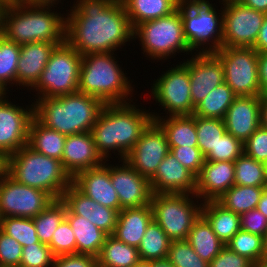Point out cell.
Returning a JSON list of instances; mask_svg holds the SVG:
<instances>
[{
    "label": "cell",
    "mask_w": 267,
    "mask_h": 267,
    "mask_svg": "<svg viewBox=\"0 0 267 267\" xmlns=\"http://www.w3.org/2000/svg\"><path fill=\"white\" fill-rule=\"evenodd\" d=\"M82 55L67 42L52 52L41 77L33 87L41 98L57 97L78 91Z\"/></svg>",
    "instance_id": "ba28073f"
},
{
    "label": "cell",
    "mask_w": 267,
    "mask_h": 267,
    "mask_svg": "<svg viewBox=\"0 0 267 267\" xmlns=\"http://www.w3.org/2000/svg\"><path fill=\"white\" fill-rule=\"evenodd\" d=\"M0 229L7 235L17 240L22 247L41 243L37 236L36 228L31 218L4 217L0 218Z\"/></svg>",
    "instance_id": "b9f144b4"
},
{
    "label": "cell",
    "mask_w": 267,
    "mask_h": 267,
    "mask_svg": "<svg viewBox=\"0 0 267 267\" xmlns=\"http://www.w3.org/2000/svg\"><path fill=\"white\" fill-rule=\"evenodd\" d=\"M66 205L61 199L54 200L45 210L33 217L37 236L41 243L49 244L53 233L65 219Z\"/></svg>",
    "instance_id": "74e56055"
},
{
    "label": "cell",
    "mask_w": 267,
    "mask_h": 267,
    "mask_svg": "<svg viewBox=\"0 0 267 267\" xmlns=\"http://www.w3.org/2000/svg\"><path fill=\"white\" fill-rule=\"evenodd\" d=\"M170 152L187 170L198 176L205 162L198 147H170Z\"/></svg>",
    "instance_id": "c3c4849f"
},
{
    "label": "cell",
    "mask_w": 267,
    "mask_h": 267,
    "mask_svg": "<svg viewBox=\"0 0 267 267\" xmlns=\"http://www.w3.org/2000/svg\"><path fill=\"white\" fill-rule=\"evenodd\" d=\"M149 181L152 194L186 193L195 195L196 176L187 170L171 152L164 157Z\"/></svg>",
    "instance_id": "44dd1931"
},
{
    "label": "cell",
    "mask_w": 267,
    "mask_h": 267,
    "mask_svg": "<svg viewBox=\"0 0 267 267\" xmlns=\"http://www.w3.org/2000/svg\"><path fill=\"white\" fill-rule=\"evenodd\" d=\"M48 246L51 248L52 254L55 257L77 253L76 238L66 219L57 227Z\"/></svg>",
    "instance_id": "f6af8a7d"
},
{
    "label": "cell",
    "mask_w": 267,
    "mask_h": 267,
    "mask_svg": "<svg viewBox=\"0 0 267 267\" xmlns=\"http://www.w3.org/2000/svg\"><path fill=\"white\" fill-rule=\"evenodd\" d=\"M177 9L181 13L184 38L191 52L210 40L213 45L199 53H214L222 47L223 17L218 18L209 1L182 0Z\"/></svg>",
    "instance_id": "52a82bcc"
},
{
    "label": "cell",
    "mask_w": 267,
    "mask_h": 267,
    "mask_svg": "<svg viewBox=\"0 0 267 267\" xmlns=\"http://www.w3.org/2000/svg\"><path fill=\"white\" fill-rule=\"evenodd\" d=\"M258 73L261 93L267 95V52L259 53Z\"/></svg>",
    "instance_id": "db71d44e"
},
{
    "label": "cell",
    "mask_w": 267,
    "mask_h": 267,
    "mask_svg": "<svg viewBox=\"0 0 267 267\" xmlns=\"http://www.w3.org/2000/svg\"><path fill=\"white\" fill-rule=\"evenodd\" d=\"M55 199L47 192L14 180L0 168V218H33Z\"/></svg>",
    "instance_id": "7c38bea8"
},
{
    "label": "cell",
    "mask_w": 267,
    "mask_h": 267,
    "mask_svg": "<svg viewBox=\"0 0 267 267\" xmlns=\"http://www.w3.org/2000/svg\"><path fill=\"white\" fill-rule=\"evenodd\" d=\"M6 93H4L1 89H0V97L5 95Z\"/></svg>",
    "instance_id": "003e7915"
},
{
    "label": "cell",
    "mask_w": 267,
    "mask_h": 267,
    "mask_svg": "<svg viewBox=\"0 0 267 267\" xmlns=\"http://www.w3.org/2000/svg\"><path fill=\"white\" fill-rule=\"evenodd\" d=\"M58 46L51 42H34L20 45L16 83L34 87L39 81L49 58Z\"/></svg>",
    "instance_id": "d4e9b609"
},
{
    "label": "cell",
    "mask_w": 267,
    "mask_h": 267,
    "mask_svg": "<svg viewBox=\"0 0 267 267\" xmlns=\"http://www.w3.org/2000/svg\"><path fill=\"white\" fill-rule=\"evenodd\" d=\"M133 267H152V261H144L140 260L135 266Z\"/></svg>",
    "instance_id": "be15d7a7"
},
{
    "label": "cell",
    "mask_w": 267,
    "mask_h": 267,
    "mask_svg": "<svg viewBox=\"0 0 267 267\" xmlns=\"http://www.w3.org/2000/svg\"><path fill=\"white\" fill-rule=\"evenodd\" d=\"M140 111L129 103L103 106L90 130L97 152L103 160L111 149H117L122 160L126 158L142 131L153 120L152 114Z\"/></svg>",
    "instance_id": "7a4b0ae2"
},
{
    "label": "cell",
    "mask_w": 267,
    "mask_h": 267,
    "mask_svg": "<svg viewBox=\"0 0 267 267\" xmlns=\"http://www.w3.org/2000/svg\"><path fill=\"white\" fill-rule=\"evenodd\" d=\"M7 4L5 0H0V35L2 33L3 13Z\"/></svg>",
    "instance_id": "6125c7cd"
},
{
    "label": "cell",
    "mask_w": 267,
    "mask_h": 267,
    "mask_svg": "<svg viewBox=\"0 0 267 267\" xmlns=\"http://www.w3.org/2000/svg\"><path fill=\"white\" fill-rule=\"evenodd\" d=\"M243 153V143L226 131L215 145L214 150L205 156V161L234 162Z\"/></svg>",
    "instance_id": "ee69618b"
},
{
    "label": "cell",
    "mask_w": 267,
    "mask_h": 267,
    "mask_svg": "<svg viewBox=\"0 0 267 267\" xmlns=\"http://www.w3.org/2000/svg\"><path fill=\"white\" fill-rule=\"evenodd\" d=\"M151 116L165 133L169 147H198L195 115L170 116L167 120Z\"/></svg>",
    "instance_id": "83f0119b"
},
{
    "label": "cell",
    "mask_w": 267,
    "mask_h": 267,
    "mask_svg": "<svg viewBox=\"0 0 267 267\" xmlns=\"http://www.w3.org/2000/svg\"><path fill=\"white\" fill-rule=\"evenodd\" d=\"M34 117L45 127L68 135L89 132L105 105L97 97L75 92L57 97H38Z\"/></svg>",
    "instance_id": "277c9868"
},
{
    "label": "cell",
    "mask_w": 267,
    "mask_h": 267,
    "mask_svg": "<svg viewBox=\"0 0 267 267\" xmlns=\"http://www.w3.org/2000/svg\"><path fill=\"white\" fill-rule=\"evenodd\" d=\"M20 45L0 35V89L5 93L7 83L16 81Z\"/></svg>",
    "instance_id": "60d3db41"
},
{
    "label": "cell",
    "mask_w": 267,
    "mask_h": 267,
    "mask_svg": "<svg viewBox=\"0 0 267 267\" xmlns=\"http://www.w3.org/2000/svg\"><path fill=\"white\" fill-rule=\"evenodd\" d=\"M22 245L0 229V267L20 266Z\"/></svg>",
    "instance_id": "7dc6e473"
},
{
    "label": "cell",
    "mask_w": 267,
    "mask_h": 267,
    "mask_svg": "<svg viewBox=\"0 0 267 267\" xmlns=\"http://www.w3.org/2000/svg\"><path fill=\"white\" fill-rule=\"evenodd\" d=\"M226 246L253 263L267 261V241L259 235L240 229Z\"/></svg>",
    "instance_id": "8d00e7d4"
},
{
    "label": "cell",
    "mask_w": 267,
    "mask_h": 267,
    "mask_svg": "<svg viewBox=\"0 0 267 267\" xmlns=\"http://www.w3.org/2000/svg\"><path fill=\"white\" fill-rule=\"evenodd\" d=\"M226 131L243 144L261 125V95L236 96L224 117Z\"/></svg>",
    "instance_id": "d6986e66"
},
{
    "label": "cell",
    "mask_w": 267,
    "mask_h": 267,
    "mask_svg": "<svg viewBox=\"0 0 267 267\" xmlns=\"http://www.w3.org/2000/svg\"><path fill=\"white\" fill-rule=\"evenodd\" d=\"M253 48L258 53L267 52V14H266V17L264 19L263 25L261 26V29L259 31L257 40H256Z\"/></svg>",
    "instance_id": "11a10c76"
},
{
    "label": "cell",
    "mask_w": 267,
    "mask_h": 267,
    "mask_svg": "<svg viewBox=\"0 0 267 267\" xmlns=\"http://www.w3.org/2000/svg\"><path fill=\"white\" fill-rule=\"evenodd\" d=\"M264 188L233 185L217 201L226 209L241 215L256 209Z\"/></svg>",
    "instance_id": "d590c367"
},
{
    "label": "cell",
    "mask_w": 267,
    "mask_h": 267,
    "mask_svg": "<svg viewBox=\"0 0 267 267\" xmlns=\"http://www.w3.org/2000/svg\"><path fill=\"white\" fill-rule=\"evenodd\" d=\"M201 205L203 206L201 215L211 225L216 236L226 245L241 229L240 215L226 209L217 200L205 201Z\"/></svg>",
    "instance_id": "f1b7e54d"
},
{
    "label": "cell",
    "mask_w": 267,
    "mask_h": 267,
    "mask_svg": "<svg viewBox=\"0 0 267 267\" xmlns=\"http://www.w3.org/2000/svg\"><path fill=\"white\" fill-rule=\"evenodd\" d=\"M233 185H235L234 162L205 161L196 177L195 197L203 198L204 202L218 200Z\"/></svg>",
    "instance_id": "cb8c5ba5"
},
{
    "label": "cell",
    "mask_w": 267,
    "mask_h": 267,
    "mask_svg": "<svg viewBox=\"0 0 267 267\" xmlns=\"http://www.w3.org/2000/svg\"><path fill=\"white\" fill-rule=\"evenodd\" d=\"M167 259L174 267H209L187 240L171 241Z\"/></svg>",
    "instance_id": "7bdbcfd3"
},
{
    "label": "cell",
    "mask_w": 267,
    "mask_h": 267,
    "mask_svg": "<svg viewBox=\"0 0 267 267\" xmlns=\"http://www.w3.org/2000/svg\"><path fill=\"white\" fill-rule=\"evenodd\" d=\"M223 1H240V0H223Z\"/></svg>",
    "instance_id": "a7ac6f4b"
},
{
    "label": "cell",
    "mask_w": 267,
    "mask_h": 267,
    "mask_svg": "<svg viewBox=\"0 0 267 267\" xmlns=\"http://www.w3.org/2000/svg\"><path fill=\"white\" fill-rule=\"evenodd\" d=\"M61 201L74 215L85 217L108 235H113L118 212L87 197L71 184L61 196Z\"/></svg>",
    "instance_id": "ffe728a7"
},
{
    "label": "cell",
    "mask_w": 267,
    "mask_h": 267,
    "mask_svg": "<svg viewBox=\"0 0 267 267\" xmlns=\"http://www.w3.org/2000/svg\"><path fill=\"white\" fill-rule=\"evenodd\" d=\"M171 240L159 224L152 219L145 230V234L138 246L140 260L156 261L168 256Z\"/></svg>",
    "instance_id": "e575fe53"
},
{
    "label": "cell",
    "mask_w": 267,
    "mask_h": 267,
    "mask_svg": "<svg viewBox=\"0 0 267 267\" xmlns=\"http://www.w3.org/2000/svg\"><path fill=\"white\" fill-rule=\"evenodd\" d=\"M169 152L170 147L165 133L152 120L124 160L140 175L150 179Z\"/></svg>",
    "instance_id": "9a60e30c"
},
{
    "label": "cell",
    "mask_w": 267,
    "mask_h": 267,
    "mask_svg": "<svg viewBox=\"0 0 267 267\" xmlns=\"http://www.w3.org/2000/svg\"><path fill=\"white\" fill-rule=\"evenodd\" d=\"M66 135L45 127L35 117L29 125L28 145L45 156L62 162Z\"/></svg>",
    "instance_id": "4dcf8cb0"
},
{
    "label": "cell",
    "mask_w": 267,
    "mask_h": 267,
    "mask_svg": "<svg viewBox=\"0 0 267 267\" xmlns=\"http://www.w3.org/2000/svg\"><path fill=\"white\" fill-rule=\"evenodd\" d=\"M235 185L266 187L265 170L259 162L244 153L234 161Z\"/></svg>",
    "instance_id": "ab89813d"
},
{
    "label": "cell",
    "mask_w": 267,
    "mask_h": 267,
    "mask_svg": "<svg viewBox=\"0 0 267 267\" xmlns=\"http://www.w3.org/2000/svg\"><path fill=\"white\" fill-rule=\"evenodd\" d=\"M153 219L151 204L140 207L124 208L117 216L113 233L118 240L138 248L146 227Z\"/></svg>",
    "instance_id": "484cf974"
},
{
    "label": "cell",
    "mask_w": 267,
    "mask_h": 267,
    "mask_svg": "<svg viewBox=\"0 0 267 267\" xmlns=\"http://www.w3.org/2000/svg\"><path fill=\"white\" fill-rule=\"evenodd\" d=\"M96 264V257L76 253L56 256L52 267H94Z\"/></svg>",
    "instance_id": "f5cc1de1"
},
{
    "label": "cell",
    "mask_w": 267,
    "mask_h": 267,
    "mask_svg": "<svg viewBox=\"0 0 267 267\" xmlns=\"http://www.w3.org/2000/svg\"><path fill=\"white\" fill-rule=\"evenodd\" d=\"M236 94L230 86L223 82L209 92L206 97L199 102L194 109L193 115L224 119L227 109L236 98Z\"/></svg>",
    "instance_id": "836d02e7"
},
{
    "label": "cell",
    "mask_w": 267,
    "mask_h": 267,
    "mask_svg": "<svg viewBox=\"0 0 267 267\" xmlns=\"http://www.w3.org/2000/svg\"><path fill=\"white\" fill-rule=\"evenodd\" d=\"M133 35L140 37L143 51L153 59H163L175 52H190L183 34L181 13L177 9L172 14L140 23Z\"/></svg>",
    "instance_id": "30bf717a"
},
{
    "label": "cell",
    "mask_w": 267,
    "mask_h": 267,
    "mask_svg": "<svg viewBox=\"0 0 267 267\" xmlns=\"http://www.w3.org/2000/svg\"><path fill=\"white\" fill-rule=\"evenodd\" d=\"M77 2L66 18V42L82 56L110 53L135 37L121 0Z\"/></svg>",
    "instance_id": "6da1fadb"
},
{
    "label": "cell",
    "mask_w": 267,
    "mask_h": 267,
    "mask_svg": "<svg viewBox=\"0 0 267 267\" xmlns=\"http://www.w3.org/2000/svg\"><path fill=\"white\" fill-rule=\"evenodd\" d=\"M49 8L30 6L20 0L9 2L3 13L1 35L18 45L34 42L62 45L66 42V20Z\"/></svg>",
    "instance_id": "3957f363"
},
{
    "label": "cell",
    "mask_w": 267,
    "mask_h": 267,
    "mask_svg": "<svg viewBox=\"0 0 267 267\" xmlns=\"http://www.w3.org/2000/svg\"><path fill=\"white\" fill-rule=\"evenodd\" d=\"M123 165L110 166V180L117 192L120 207L124 209L150 205L152 190L149 179L140 175L125 160Z\"/></svg>",
    "instance_id": "ac0fdd59"
},
{
    "label": "cell",
    "mask_w": 267,
    "mask_h": 267,
    "mask_svg": "<svg viewBox=\"0 0 267 267\" xmlns=\"http://www.w3.org/2000/svg\"><path fill=\"white\" fill-rule=\"evenodd\" d=\"M30 6H44L49 7L52 3L54 4L57 0H20Z\"/></svg>",
    "instance_id": "91938a15"
},
{
    "label": "cell",
    "mask_w": 267,
    "mask_h": 267,
    "mask_svg": "<svg viewBox=\"0 0 267 267\" xmlns=\"http://www.w3.org/2000/svg\"><path fill=\"white\" fill-rule=\"evenodd\" d=\"M134 29L140 23L168 16L182 0H121Z\"/></svg>",
    "instance_id": "f546056e"
},
{
    "label": "cell",
    "mask_w": 267,
    "mask_h": 267,
    "mask_svg": "<svg viewBox=\"0 0 267 267\" xmlns=\"http://www.w3.org/2000/svg\"><path fill=\"white\" fill-rule=\"evenodd\" d=\"M189 71L190 92L193 106L224 81V68L214 53H199L182 63Z\"/></svg>",
    "instance_id": "e0dca14e"
},
{
    "label": "cell",
    "mask_w": 267,
    "mask_h": 267,
    "mask_svg": "<svg viewBox=\"0 0 267 267\" xmlns=\"http://www.w3.org/2000/svg\"><path fill=\"white\" fill-rule=\"evenodd\" d=\"M102 161L90 131L66 136L62 165L71 178L83 170L101 166Z\"/></svg>",
    "instance_id": "603a6c76"
},
{
    "label": "cell",
    "mask_w": 267,
    "mask_h": 267,
    "mask_svg": "<svg viewBox=\"0 0 267 267\" xmlns=\"http://www.w3.org/2000/svg\"><path fill=\"white\" fill-rule=\"evenodd\" d=\"M140 261L138 249L108 235L96 257L102 267H133Z\"/></svg>",
    "instance_id": "d6a6232c"
},
{
    "label": "cell",
    "mask_w": 267,
    "mask_h": 267,
    "mask_svg": "<svg viewBox=\"0 0 267 267\" xmlns=\"http://www.w3.org/2000/svg\"><path fill=\"white\" fill-rule=\"evenodd\" d=\"M224 2L222 47H253L266 14L240 1Z\"/></svg>",
    "instance_id": "4fadbf2b"
},
{
    "label": "cell",
    "mask_w": 267,
    "mask_h": 267,
    "mask_svg": "<svg viewBox=\"0 0 267 267\" xmlns=\"http://www.w3.org/2000/svg\"><path fill=\"white\" fill-rule=\"evenodd\" d=\"M214 54L224 68V81L237 96H259V53L253 47H221Z\"/></svg>",
    "instance_id": "8fae6325"
},
{
    "label": "cell",
    "mask_w": 267,
    "mask_h": 267,
    "mask_svg": "<svg viewBox=\"0 0 267 267\" xmlns=\"http://www.w3.org/2000/svg\"><path fill=\"white\" fill-rule=\"evenodd\" d=\"M261 125L267 129V95H261Z\"/></svg>",
    "instance_id": "680465c9"
},
{
    "label": "cell",
    "mask_w": 267,
    "mask_h": 267,
    "mask_svg": "<svg viewBox=\"0 0 267 267\" xmlns=\"http://www.w3.org/2000/svg\"><path fill=\"white\" fill-rule=\"evenodd\" d=\"M155 99L169 112V116L193 115L189 71L183 65L168 70L153 84Z\"/></svg>",
    "instance_id": "5bb4252c"
},
{
    "label": "cell",
    "mask_w": 267,
    "mask_h": 267,
    "mask_svg": "<svg viewBox=\"0 0 267 267\" xmlns=\"http://www.w3.org/2000/svg\"><path fill=\"white\" fill-rule=\"evenodd\" d=\"M264 170H265V181H266V187H267V161L263 163Z\"/></svg>",
    "instance_id": "03108f58"
},
{
    "label": "cell",
    "mask_w": 267,
    "mask_h": 267,
    "mask_svg": "<svg viewBox=\"0 0 267 267\" xmlns=\"http://www.w3.org/2000/svg\"><path fill=\"white\" fill-rule=\"evenodd\" d=\"M14 180L60 199L72 184L62 162L33 150L28 144L7 157L1 166Z\"/></svg>",
    "instance_id": "5b68a950"
},
{
    "label": "cell",
    "mask_w": 267,
    "mask_h": 267,
    "mask_svg": "<svg viewBox=\"0 0 267 267\" xmlns=\"http://www.w3.org/2000/svg\"><path fill=\"white\" fill-rule=\"evenodd\" d=\"M186 240L190 243L194 251L208 263H210L225 246L202 215L194 222Z\"/></svg>",
    "instance_id": "1f68e13d"
},
{
    "label": "cell",
    "mask_w": 267,
    "mask_h": 267,
    "mask_svg": "<svg viewBox=\"0 0 267 267\" xmlns=\"http://www.w3.org/2000/svg\"><path fill=\"white\" fill-rule=\"evenodd\" d=\"M153 219L171 241L186 240L194 222L201 216L198 207L186 193L152 194Z\"/></svg>",
    "instance_id": "9c48e42d"
},
{
    "label": "cell",
    "mask_w": 267,
    "mask_h": 267,
    "mask_svg": "<svg viewBox=\"0 0 267 267\" xmlns=\"http://www.w3.org/2000/svg\"><path fill=\"white\" fill-rule=\"evenodd\" d=\"M244 154L259 162L267 161V129L260 125L245 141Z\"/></svg>",
    "instance_id": "681fc988"
},
{
    "label": "cell",
    "mask_w": 267,
    "mask_h": 267,
    "mask_svg": "<svg viewBox=\"0 0 267 267\" xmlns=\"http://www.w3.org/2000/svg\"><path fill=\"white\" fill-rule=\"evenodd\" d=\"M245 6L267 14V0H240Z\"/></svg>",
    "instance_id": "9f6ffc18"
},
{
    "label": "cell",
    "mask_w": 267,
    "mask_h": 267,
    "mask_svg": "<svg viewBox=\"0 0 267 267\" xmlns=\"http://www.w3.org/2000/svg\"><path fill=\"white\" fill-rule=\"evenodd\" d=\"M152 267H174L172 263L167 259H161L152 261Z\"/></svg>",
    "instance_id": "94428289"
},
{
    "label": "cell",
    "mask_w": 267,
    "mask_h": 267,
    "mask_svg": "<svg viewBox=\"0 0 267 267\" xmlns=\"http://www.w3.org/2000/svg\"><path fill=\"white\" fill-rule=\"evenodd\" d=\"M253 264L248 258L233 252L224 246L220 253L209 263V267H251Z\"/></svg>",
    "instance_id": "816d5d0a"
},
{
    "label": "cell",
    "mask_w": 267,
    "mask_h": 267,
    "mask_svg": "<svg viewBox=\"0 0 267 267\" xmlns=\"http://www.w3.org/2000/svg\"><path fill=\"white\" fill-rule=\"evenodd\" d=\"M256 209L267 217V187L264 188Z\"/></svg>",
    "instance_id": "6f0895ef"
},
{
    "label": "cell",
    "mask_w": 267,
    "mask_h": 267,
    "mask_svg": "<svg viewBox=\"0 0 267 267\" xmlns=\"http://www.w3.org/2000/svg\"><path fill=\"white\" fill-rule=\"evenodd\" d=\"M7 3L11 2V1H14V0H5Z\"/></svg>",
    "instance_id": "89a4df30"
},
{
    "label": "cell",
    "mask_w": 267,
    "mask_h": 267,
    "mask_svg": "<svg viewBox=\"0 0 267 267\" xmlns=\"http://www.w3.org/2000/svg\"><path fill=\"white\" fill-rule=\"evenodd\" d=\"M195 127L198 148L205 157L210 151L214 150L219 139L225 134V122L224 119L206 118L195 115Z\"/></svg>",
    "instance_id": "f35d334b"
},
{
    "label": "cell",
    "mask_w": 267,
    "mask_h": 267,
    "mask_svg": "<svg viewBox=\"0 0 267 267\" xmlns=\"http://www.w3.org/2000/svg\"><path fill=\"white\" fill-rule=\"evenodd\" d=\"M72 184L95 202L115 209L118 213L122 210L117 192L110 180L109 166L102 164L99 167L83 170L72 178Z\"/></svg>",
    "instance_id": "7402d4cb"
},
{
    "label": "cell",
    "mask_w": 267,
    "mask_h": 267,
    "mask_svg": "<svg viewBox=\"0 0 267 267\" xmlns=\"http://www.w3.org/2000/svg\"><path fill=\"white\" fill-rule=\"evenodd\" d=\"M251 267H267V261L259 262V263H253Z\"/></svg>",
    "instance_id": "e7e4bbea"
},
{
    "label": "cell",
    "mask_w": 267,
    "mask_h": 267,
    "mask_svg": "<svg viewBox=\"0 0 267 267\" xmlns=\"http://www.w3.org/2000/svg\"><path fill=\"white\" fill-rule=\"evenodd\" d=\"M241 229L259 235L267 241V217L257 209L240 215Z\"/></svg>",
    "instance_id": "f907efd6"
},
{
    "label": "cell",
    "mask_w": 267,
    "mask_h": 267,
    "mask_svg": "<svg viewBox=\"0 0 267 267\" xmlns=\"http://www.w3.org/2000/svg\"><path fill=\"white\" fill-rule=\"evenodd\" d=\"M55 256L44 243L29 244L22 247L21 267H52Z\"/></svg>",
    "instance_id": "bcb514c9"
},
{
    "label": "cell",
    "mask_w": 267,
    "mask_h": 267,
    "mask_svg": "<svg viewBox=\"0 0 267 267\" xmlns=\"http://www.w3.org/2000/svg\"><path fill=\"white\" fill-rule=\"evenodd\" d=\"M65 219L74 232L77 253L97 257L108 234L85 217L72 214L67 208Z\"/></svg>",
    "instance_id": "4316f807"
},
{
    "label": "cell",
    "mask_w": 267,
    "mask_h": 267,
    "mask_svg": "<svg viewBox=\"0 0 267 267\" xmlns=\"http://www.w3.org/2000/svg\"><path fill=\"white\" fill-rule=\"evenodd\" d=\"M0 97V162L28 144L34 107L22 109ZM26 110V111H25Z\"/></svg>",
    "instance_id": "2e32d148"
},
{
    "label": "cell",
    "mask_w": 267,
    "mask_h": 267,
    "mask_svg": "<svg viewBox=\"0 0 267 267\" xmlns=\"http://www.w3.org/2000/svg\"><path fill=\"white\" fill-rule=\"evenodd\" d=\"M112 55L110 52L82 56L78 91L97 97L104 104H124L132 92L130 81Z\"/></svg>",
    "instance_id": "8992f818"
}]
</instances>
